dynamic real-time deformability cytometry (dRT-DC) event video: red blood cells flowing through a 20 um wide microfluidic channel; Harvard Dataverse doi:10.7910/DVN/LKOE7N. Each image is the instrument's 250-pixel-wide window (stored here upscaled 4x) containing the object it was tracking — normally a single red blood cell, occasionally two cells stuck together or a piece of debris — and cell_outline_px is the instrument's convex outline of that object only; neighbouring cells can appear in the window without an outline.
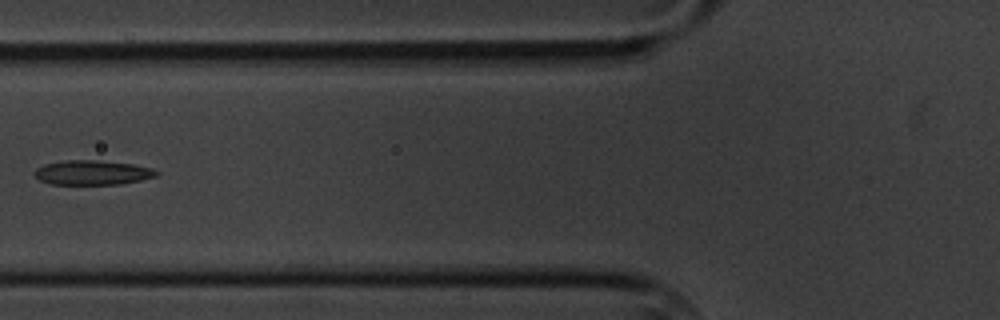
{"species": "common noctule bat (a hibernating species)", "species_latin": "Nyctalus noctula", "temperature_condition": "cold", "stored_images_in_passage": 10, "camera_frame_rate_fps": 3000, "um_per_image_px": 0.085, "animal": {"sex": "male", "body_mass_g": 20.1, "forearm_length_mm": 53.5}, "frame": {"image": 1, "passage_image": 7, "time_ms": 6.667, "image_size_px": [1000, 320], "cell_outline_px": [[160, 172], [156, 176], [140, 180], [120, 184], [52, 184], [40, 180], [36, 176], [36, 168], [44, 164], [68, 160], [96, 160], [132, 164], [152, 168]], "centroid_in_image_um": [7.88, 14.67], "position_along_channel_um": 117.9, "area_um2": 17.22}}
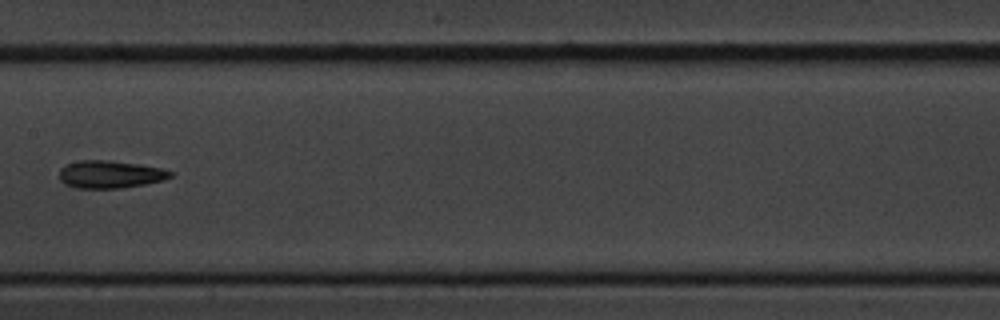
{"frame": {"image": 2, "passage_image": 9, "time_ms": 9.0, "image_size_px": [1000, 320], "cell_outline_px": [[172, 176], [164, 180], [144, 184], [120, 188], [76, 188], [64, 184], [60, 180], [60, 168], [68, 164], [80, 160], [108, 160], [140, 164], [164, 168], [172, 172]], "centroid_in_image_um": [9.37, 14.81], "position_along_channel_um": 198.0, "area_um2": 17.92}}
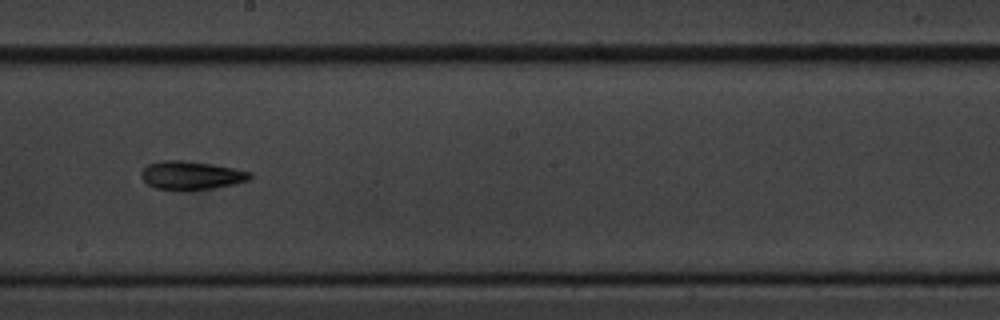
{"frame": {"image": 3, "passage_image": 10, "time_ms": 10.0, "image_size_px": [1000, 320], "cell_outline_px": [[252, 176], [248, 180], [236, 184], [212, 188], [180, 192], [156, 188], [148, 184], [140, 176], [140, 172], [148, 164], [160, 160], [180, 160], [208, 164], [232, 168], [252, 172]], "centroid_in_image_um": [16.22, 14.93], "position_along_channel_um": 232.0, "area_um2": 18.21}}